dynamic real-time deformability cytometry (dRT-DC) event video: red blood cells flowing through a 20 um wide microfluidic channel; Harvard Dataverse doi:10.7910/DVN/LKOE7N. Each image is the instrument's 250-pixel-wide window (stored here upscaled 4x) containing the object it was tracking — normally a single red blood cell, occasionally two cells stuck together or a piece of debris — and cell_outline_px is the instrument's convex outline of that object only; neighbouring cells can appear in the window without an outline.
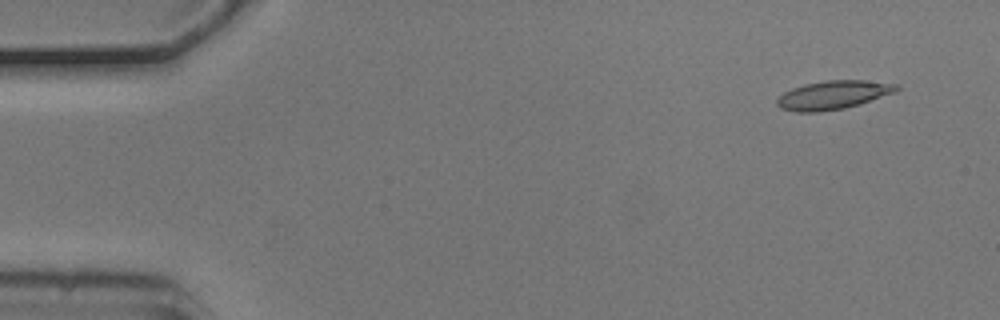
{"species": "common noctule bat (a hibernating species)", "species_latin": "Nyctalus noctula", "temperature_condition": "cold", "stored_images_in_passage": 6, "camera_frame_rate_fps": 3000, "um_per_image_px": 0.085, "animal": {"sex": "male", "body_mass_g": 20.5, "forearm_length_mm": 52.5}, "frame": {"image": 1, "passage_image": 1, "time_ms": 0.0, "image_size_px": [1000, 320], "cell_outline_px": [[900, 88], [896, 92], [860, 104], [844, 108], [816, 112], [796, 112], [780, 108], [776, 104], [776, 100], [784, 92], [792, 88], [804, 84], [824, 80], [864, 80], [900, 84]], "centroid_in_image_um": [70.83, 8.06], "position_along_channel_um": 14.2, "area_um2": 20.06}}
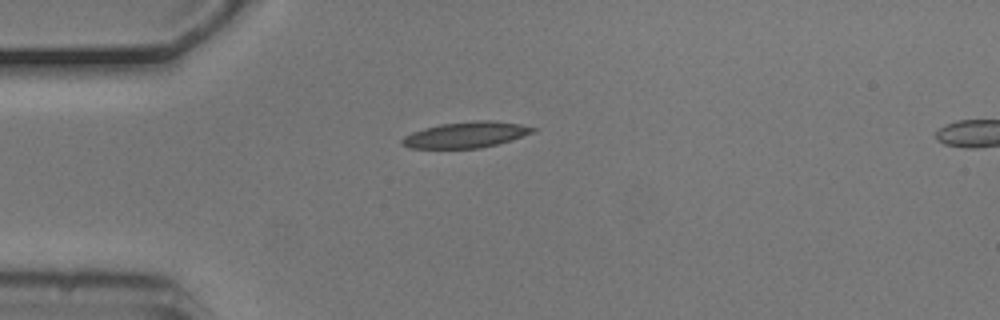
{"frame": {"image": 2, "passage_image": 4, "time_ms": 1.0, "image_size_px": [1000, 320], "cell_outline_px": [[540, 128], [536, 132], [496, 144], [480, 148], [408, 148], [400, 144], [400, 140], [404, 136], [412, 132], [424, 128], [440, 124], [476, 120], [492, 120], [520, 124]], "centroid_in_image_um": [39.61, 11.45], "position_along_channel_um": 45.4, "area_um2": 19.88}}